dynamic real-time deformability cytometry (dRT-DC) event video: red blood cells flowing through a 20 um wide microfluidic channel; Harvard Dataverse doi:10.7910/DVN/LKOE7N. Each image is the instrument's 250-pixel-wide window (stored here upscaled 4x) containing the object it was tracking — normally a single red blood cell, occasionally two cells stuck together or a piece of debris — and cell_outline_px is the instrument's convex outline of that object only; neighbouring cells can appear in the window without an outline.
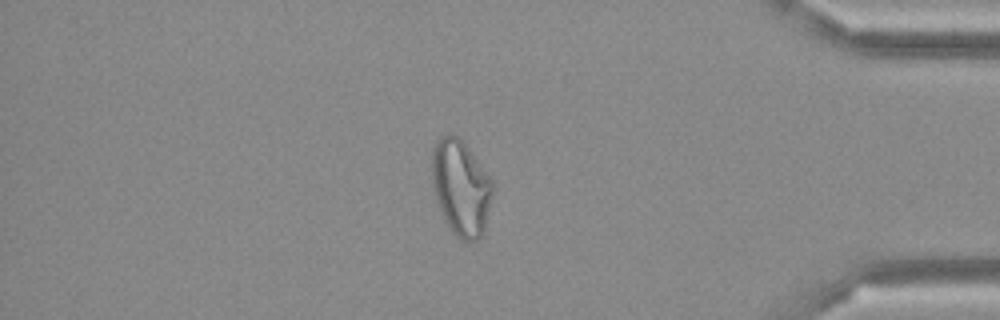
{"species": "Egyptian fruit bat (a non-hibernating species)", "species_latin": "Rousettus aegyptiacus", "temperature_condition": "cold", "stored_images_in_passage": 49, "camera_frame_rate_fps": 3000, "um_per_image_px": 0.085, "frame": {"image": 1, "passage_image": 42, "time_ms": 13.667, "image_size_px": [1000, 320], "cell_outline_px": [[492, 196], [484, 228], [480, 236], [476, 240], [460, 240], [448, 228], [444, 220], [432, 192], [432, 144], [440, 136], [448, 132], [452, 132], [464, 144], [492, 180]], "centroid_in_image_um": [39.12, 15.94], "position_along_channel_um": 396.1, "area_um2": 33.81}}